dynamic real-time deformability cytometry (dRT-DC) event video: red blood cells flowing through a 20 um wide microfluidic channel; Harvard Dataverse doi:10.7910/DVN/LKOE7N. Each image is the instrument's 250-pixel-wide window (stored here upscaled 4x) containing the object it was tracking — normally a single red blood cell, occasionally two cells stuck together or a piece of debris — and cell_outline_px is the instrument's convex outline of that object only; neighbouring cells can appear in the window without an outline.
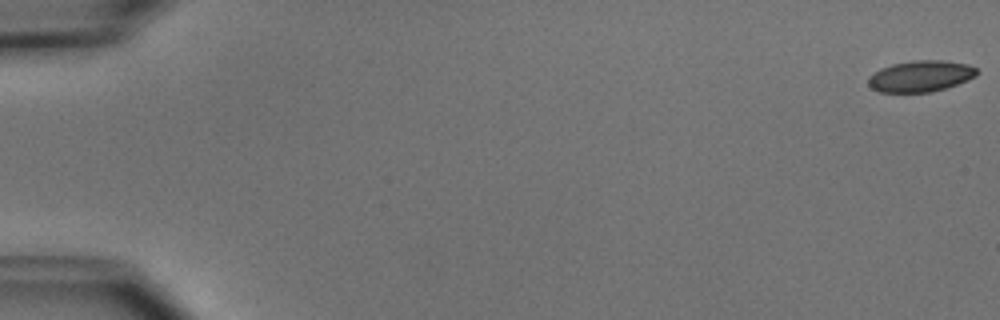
{"species": "common noctule bat (a hibernating species)", "species_latin": "Nyctalus noctula", "temperature_condition": "cold", "stored_images_in_passage": 5, "camera_frame_rate_fps": 3000, "um_per_image_px": 0.085, "animal": {"sex": "male", "body_mass_g": 15.6}, "frame": {"image": 1, "passage_image": 1, "time_ms": 0.0, "image_size_px": [1000, 320], "cell_outline_px": [[980, 72], [976, 76], [968, 80], [932, 92], [880, 92], [872, 88], [868, 84], [868, 76], [880, 68], [892, 64], [912, 60], [944, 60], [968, 64], [976, 68]], "centroid_in_image_um": [78.25, 6.46], "position_along_channel_um": 6.7, "area_um2": 19.88}}
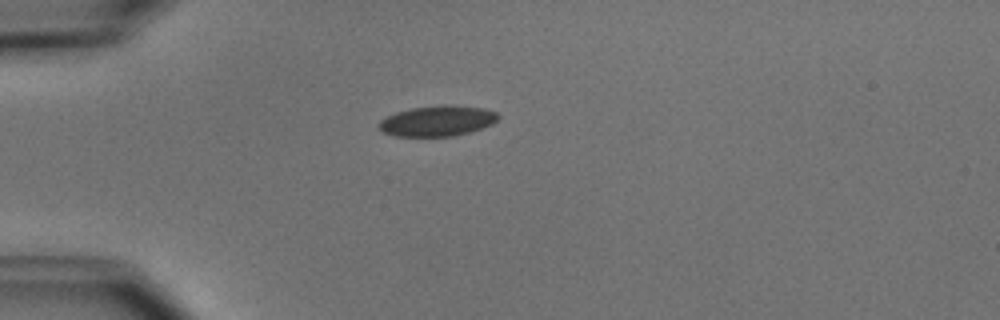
{"frame": {"image": 2, "passage_image": 5, "time_ms": 4.667, "image_size_px": [1000, 320], "cell_outline_px": [[500, 116], [492, 124], [468, 132], [452, 136], [392, 136], [384, 132], [376, 124], [380, 120], [396, 112], [412, 108], [444, 104], [452, 104], [484, 108], [496, 112]], "centroid_in_image_um": [37.17, 10.26], "position_along_channel_um": 47.8, "area_um2": 21.21}}